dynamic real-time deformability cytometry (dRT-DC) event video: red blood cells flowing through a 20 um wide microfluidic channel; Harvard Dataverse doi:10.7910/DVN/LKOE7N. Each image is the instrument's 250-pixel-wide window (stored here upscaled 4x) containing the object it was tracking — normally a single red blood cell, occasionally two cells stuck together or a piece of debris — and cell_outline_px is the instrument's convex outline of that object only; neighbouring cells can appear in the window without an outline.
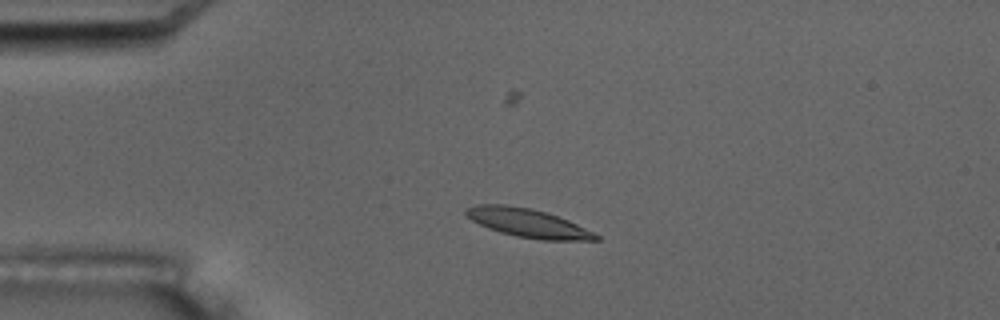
{"species": "common noctule bat (a hibernating species)", "species_latin": "Nyctalus noctula", "temperature_condition": "room temperature", "stored_images_in_passage": 5, "camera_frame_rate_fps": 3000, "um_per_image_px": 0.085, "animal": {"sex": "male", "body_mass_g": 17.5, "forearm_length_mm": 52.3}, "frame": {"image": 1, "passage_image": 4, "time_ms": 3.333, "image_size_px": [1000, 320], "cell_outline_px": [[600, 240], [540, 240], [516, 236], [500, 232], [488, 228], [472, 220], [464, 212], [464, 208], [476, 204], [504, 204], [532, 208], [548, 212], [568, 220], [600, 236]], "centroid_in_image_um": [44.84, 18.94], "position_along_channel_um": 40.2, "area_um2": 21.68}}